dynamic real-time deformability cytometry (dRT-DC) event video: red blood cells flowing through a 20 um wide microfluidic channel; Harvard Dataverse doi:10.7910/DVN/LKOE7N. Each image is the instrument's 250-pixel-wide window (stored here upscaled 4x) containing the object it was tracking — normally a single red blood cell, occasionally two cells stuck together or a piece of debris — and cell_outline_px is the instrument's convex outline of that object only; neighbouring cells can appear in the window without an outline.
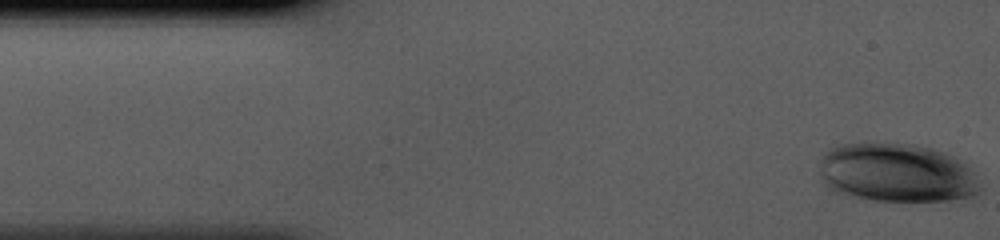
{"species": "human", "species_latin": "Homo sapiens", "temperature_condition": "cold", "stored_images_in_passage": 37, "camera_frame_rate_fps": 3000, "um_per_image_px": 0.085, "donor": {"sex": "male"}, "frame": {"image": 1, "passage_image": 1, "time_ms": 0.0, "image_size_px": [1000, 240], "cell_outline_px": [[984, 188], [976, 196], [952, 200], [872, 200], [844, 196], [828, 188], [820, 180], [820, 160], [824, 152], [828, 148], [860, 140], [876, 140], [916, 144], [932, 148], [956, 156], [964, 160], [976, 172]], "centroid_in_image_um": [76.24, 14.65], "position_along_channel_um": 8.8, "area_um2": 57.4}}
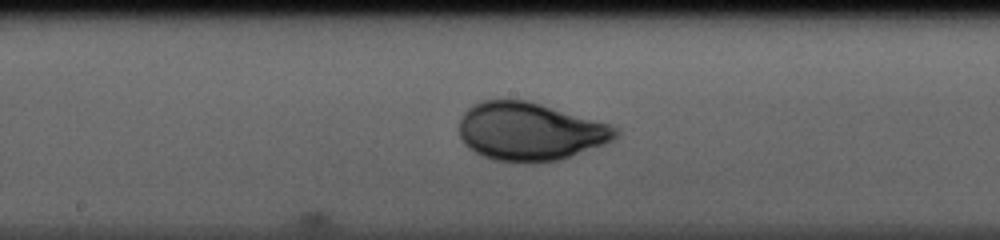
{"frame": {"image": 2, "passage_image": 21, "time_ms": 6.667, "image_size_px": [1000, 240], "cell_outline_px": [[620, 132], [616, 140], [560, 160], [496, 160], [484, 156], [468, 148], [464, 144], [460, 136], [460, 120], [464, 112], [468, 108], [484, 100], [524, 100], [540, 104], [612, 124], [620, 128]], "centroid_in_image_um": [45.1, 11.16], "position_along_channel_um": 203.1, "area_um2": 52.31}}
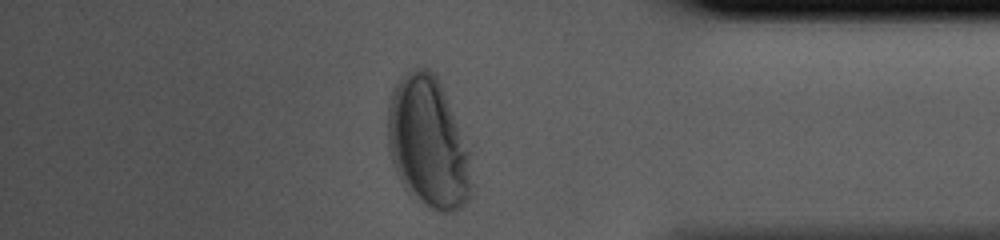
{"frame": {"image": 3, "passage_image": 36, "time_ms": 11.667, "image_size_px": [1000, 240], "cell_outline_px": [[472, 196], [456, 212], [444, 212], [432, 208], [424, 204], [408, 192], [404, 188], [392, 164], [388, 148], [388, 104], [392, 92], [400, 76], [408, 68], [428, 68], [436, 76], [440, 84], [472, 152]], "centroid_in_image_um": [36.42, 12.14], "position_along_channel_um": 398.8, "area_um2": 64.79}}